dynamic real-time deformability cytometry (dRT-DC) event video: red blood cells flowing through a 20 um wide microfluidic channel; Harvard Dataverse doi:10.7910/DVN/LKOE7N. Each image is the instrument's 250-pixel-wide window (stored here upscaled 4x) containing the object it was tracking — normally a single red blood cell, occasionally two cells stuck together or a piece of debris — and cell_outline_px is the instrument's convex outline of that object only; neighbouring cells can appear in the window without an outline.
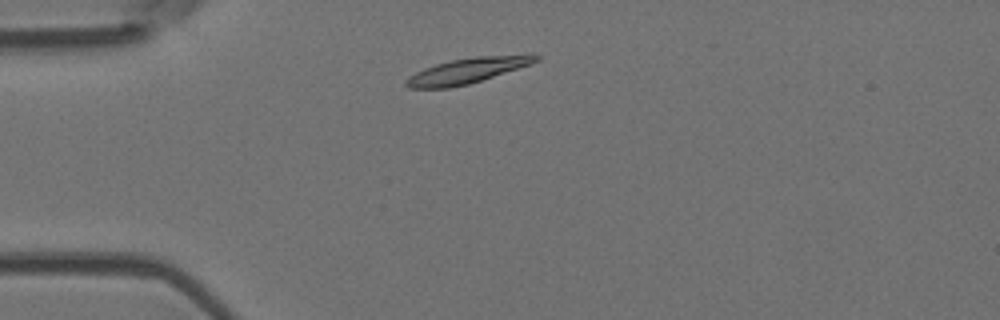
{"species": "Egyptian fruit bat (a non-hibernating species)", "species_latin": "Rousettus aegyptiacus", "temperature_condition": "room temperature", "stored_images_in_passage": 6, "camera_frame_rate_fps": 3000, "um_per_image_px": 0.085, "animal": {"sex": "female"}, "frame": {"image": 1, "passage_image": 2, "time_ms": 1.0, "image_size_px": [1000, 320], "cell_outline_px": [[540, 60], [532, 64], [468, 84], [448, 88], [408, 88], [404, 84], [404, 80], [408, 76], [424, 68], [436, 64], [452, 60], [476, 56], [524, 52], [532, 52], [540, 56]], "centroid_in_image_um": [39.83, 5.96], "position_along_channel_um": 45.2, "area_um2": 19.77}}
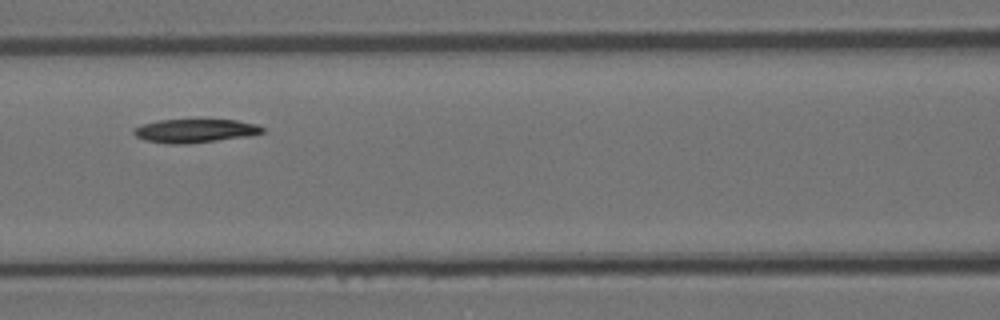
{"frame": {"image": 2, "passage_image": 5, "time_ms": 4.333, "image_size_px": [1000, 320], "cell_outline_px": [[264, 132], [252, 136], [184, 144], [168, 144], [144, 140], [136, 136], [132, 132], [140, 124], [160, 120], [236, 120], [256, 124], [264, 128]], "centroid_in_image_um": [16.58, 11.12], "position_along_channel_um": 150.0, "area_um2": 17.69}}
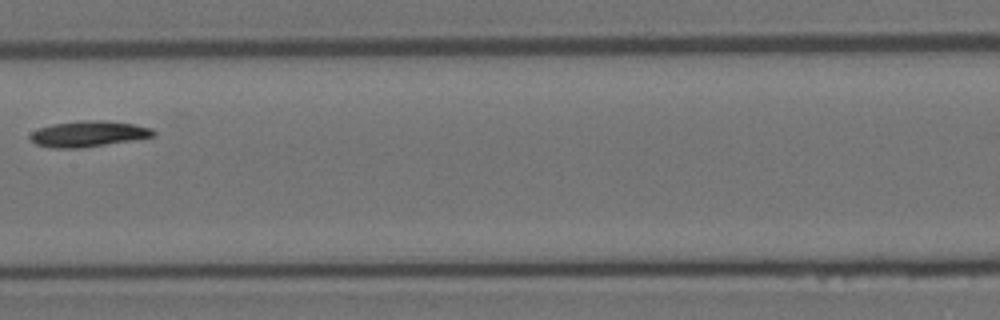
{"frame": {"image": 3, "passage_image": 6, "time_ms": 5.667, "image_size_px": [1000, 320], "cell_outline_px": [[156, 136], [132, 140], [80, 148], [52, 148], [36, 144], [28, 136], [32, 132], [40, 128], [52, 124], [80, 120], [104, 120], [132, 124], [152, 128], [156, 132]], "centroid_in_image_um": [7.52, 11.37], "position_along_channel_um": 199.9, "area_um2": 18.5}}